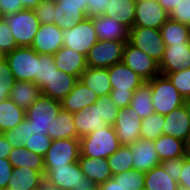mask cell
Returning <instances> with one entry per match:
<instances>
[{"label": "cell", "mask_w": 190, "mask_h": 190, "mask_svg": "<svg viewBox=\"0 0 190 190\" xmlns=\"http://www.w3.org/2000/svg\"><path fill=\"white\" fill-rule=\"evenodd\" d=\"M108 72L112 86L111 100L118 108L130 106L134 91L146 81L126 66L123 61L109 67Z\"/></svg>", "instance_id": "obj_1"}, {"label": "cell", "mask_w": 190, "mask_h": 190, "mask_svg": "<svg viewBox=\"0 0 190 190\" xmlns=\"http://www.w3.org/2000/svg\"><path fill=\"white\" fill-rule=\"evenodd\" d=\"M120 146L115 129L108 125L80 138V156L107 159Z\"/></svg>", "instance_id": "obj_2"}, {"label": "cell", "mask_w": 190, "mask_h": 190, "mask_svg": "<svg viewBox=\"0 0 190 190\" xmlns=\"http://www.w3.org/2000/svg\"><path fill=\"white\" fill-rule=\"evenodd\" d=\"M147 82L150 84L155 113L167 115L172 110L184 105L185 98L173 86L167 76L159 74Z\"/></svg>", "instance_id": "obj_3"}, {"label": "cell", "mask_w": 190, "mask_h": 190, "mask_svg": "<svg viewBox=\"0 0 190 190\" xmlns=\"http://www.w3.org/2000/svg\"><path fill=\"white\" fill-rule=\"evenodd\" d=\"M44 177L47 183L60 190H90L96 186L85 177L78 162L56 169H47Z\"/></svg>", "instance_id": "obj_4"}, {"label": "cell", "mask_w": 190, "mask_h": 190, "mask_svg": "<svg viewBox=\"0 0 190 190\" xmlns=\"http://www.w3.org/2000/svg\"><path fill=\"white\" fill-rule=\"evenodd\" d=\"M4 57L16 81L34 82L37 85L38 53L34 49L17 47Z\"/></svg>", "instance_id": "obj_5"}, {"label": "cell", "mask_w": 190, "mask_h": 190, "mask_svg": "<svg viewBox=\"0 0 190 190\" xmlns=\"http://www.w3.org/2000/svg\"><path fill=\"white\" fill-rule=\"evenodd\" d=\"M61 109V101L41 94L25 111V117L31 120L32 133L47 135L49 124L55 119Z\"/></svg>", "instance_id": "obj_6"}, {"label": "cell", "mask_w": 190, "mask_h": 190, "mask_svg": "<svg viewBox=\"0 0 190 190\" xmlns=\"http://www.w3.org/2000/svg\"><path fill=\"white\" fill-rule=\"evenodd\" d=\"M3 18L9 25L17 46L31 47L33 39L40 27V22L34 10L24 9Z\"/></svg>", "instance_id": "obj_7"}, {"label": "cell", "mask_w": 190, "mask_h": 190, "mask_svg": "<svg viewBox=\"0 0 190 190\" xmlns=\"http://www.w3.org/2000/svg\"><path fill=\"white\" fill-rule=\"evenodd\" d=\"M128 42L134 47L145 52L156 62L160 63L162 60L166 45L162 40L160 30L133 26L130 29Z\"/></svg>", "instance_id": "obj_8"}, {"label": "cell", "mask_w": 190, "mask_h": 190, "mask_svg": "<svg viewBox=\"0 0 190 190\" xmlns=\"http://www.w3.org/2000/svg\"><path fill=\"white\" fill-rule=\"evenodd\" d=\"M80 156V139L52 140L51 146L44 155V167L56 169L78 162Z\"/></svg>", "instance_id": "obj_9"}, {"label": "cell", "mask_w": 190, "mask_h": 190, "mask_svg": "<svg viewBox=\"0 0 190 190\" xmlns=\"http://www.w3.org/2000/svg\"><path fill=\"white\" fill-rule=\"evenodd\" d=\"M62 38L63 46L74 49L85 56L98 41L91 17H86L71 29L63 30Z\"/></svg>", "instance_id": "obj_10"}, {"label": "cell", "mask_w": 190, "mask_h": 190, "mask_svg": "<svg viewBox=\"0 0 190 190\" xmlns=\"http://www.w3.org/2000/svg\"><path fill=\"white\" fill-rule=\"evenodd\" d=\"M123 41L98 40L86 56L87 67L109 68L123 60Z\"/></svg>", "instance_id": "obj_11"}, {"label": "cell", "mask_w": 190, "mask_h": 190, "mask_svg": "<svg viewBox=\"0 0 190 190\" xmlns=\"http://www.w3.org/2000/svg\"><path fill=\"white\" fill-rule=\"evenodd\" d=\"M122 61L145 81L161 74L159 63L129 42H126L124 46Z\"/></svg>", "instance_id": "obj_12"}, {"label": "cell", "mask_w": 190, "mask_h": 190, "mask_svg": "<svg viewBox=\"0 0 190 190\" xmlns=\"http://www.w3.org/2000/svg\"><path fill=\"white\" fill-rule=\"evenodd\" d=\"M142 119L133 110L132 107L120 108L113 128L116 131V136L120 141V145L131 146L140 136V127Z\"/></svg>", "instance_id": "obj_13"}, {"label": "cell", "mask_w": 190, "mask_h": 190, "mask_svg": "<svg viewBox=\"0 0 190 190\" xmlns=\"http://www.w3.org/2000/svg\"><path fill=\"white\" fill-rule=\"evenodd\" d=\"M169 19V13L157 0L136 2L133 26L158 29Z\"/></svg>", "instance_id": "obj_14"}, {"label": "cell", "mask_w": 190, "mask_h": 190, "mask_svg": "<svg viewBox=\"0 0 190 190\" xmlns=\"http://www.w3.org/2000/svg\"><path fill=\"white\" fill-rule=\"evenodd\" d=\"M190 68V42L166 46L159 70L162 75Z\"/></svg>", "instance_id": "obj_15"}, {"label": "cell", "mask_w": 190, "mask_h": 190, "mask_svg": "<svg viewBox=\"0 0 190 190\" xmlns=\"http://www.w3.org/2000/svg\"><path fill=\"white\" fill-rule=\"evenodd\" d=\"M63 30L57 25L40 24V27L33 39L31 48L38 54L53 55L63 47Z\"/></svg>", "instance_id": "obj_16"}, {"label": "cell", "mask_w": 190, "mask_h": 190, "mask_svg": "<svg viewBox=\"0 0 190 190\" xmlns=\"http://www.w3.org/2000/svg\"><path fill=\"white\" fill-rule=\"evenodd\" d=\"M133 169L148 172L160 165L161 160L155 149L154 141L140 138L131 145Z\"/></svg>", "instance_id": "obj_17"}, {"label": "cell", "mask_w": 190, "mask_h": 190, "mask_svg": "<svg viewBox=\"0 0 190 190\" xmlns=\"http://www.w3.org/2000/svg\"><path fill=\"white\" fill-rule=\"evenodd\" d=\"M93 22L98 40H109V41H129L130 28L126 25L115 21L114 18L99 15L91 17Z\"/></svg>", "instance_id": "obj_18"}, {"label": "cell", "mask_w": 190, "mask_h": 190, "mask_svg": "<svg viewBox=\"0 0 190 190\" xmlns=\"http://www.w3.org/2000/svg\"><path fill=\"white\" fill-rule=\"evenodd\" d=\"M99 96L82 81L78 80L72 91L61 101V108L72 114L90 107Z\"/></svg>", "instance_id": "obj_19"}, {"label": "cell", "mask_w": 190, "mask_h": 190, "mask_svg": "<svg viewBox=\"0 0 190 190\" xmlns=\"http://www.w3.org/2000/svg\"><path fill=\"white\" fill-rule=\"evenodd\" d=\"M162 134L188 142L190 139V123L184 105L164 115Z\"/></svg>", "instance_id": "obj_20"}, {"label": "cell", "mask_w": 190, "mask_h": 190, "mask_svg": "<svg viewBox=\"0 0 190 190\" xmlns=\"http://www.w3.org/2000/svg\"><path fill=\"white\" fill-rule=\"evenodd\" d=\"M53 59L60 71L73 75L78 79L87 68L86 56L65 46L53 54Z\"/></svg>", "instance_id": "obj_21"}, {"label": "cell", "mask_w": 190, "mask_h": 190, "mask_svg": "<svg viewBox=\"0 0 190 190\" xmlns=\"http://www.w3.org/2000/svg\"><path fill=\"white\" fill-rule=\"evenodd\" d=\"M78 80L77 77L57 69L41 89V94L62 101L72 91Z\"/></svg>", "instance_id": "obj_22"}, {"label": "cell", "mask_w": 190, "mask_h": 190, "mask_svg": "<svg viewBox=\"0 0 190 190\" xmlns=\"http://www.w3.org/2000/svg\"><path fill=\"white\" fill-rule=\"evenodd\" d=\"M98 113V104L94 103L90 107L73 114L77 136L80 139L91 132L108 126Z\"/></svg>", "instance_id": "obj_23"}, {"label": "cell", "mask_w": 190, "mask_h": 190, "mask_svg": "<svg viewBox=\"0 0 190 190\" xmlns=\"http://www.w3.org/2000/svg\"><path fill=\"white\" fill-rule=\"evenodd\" d=\"M78 163L85 177L90 179L95 185L104 183L113 177L105 158L79 156Z\"/></svg>", "instance_id": "obj_24"}, {"label": "cell", "mask_w": 190, "mask_h": 190, "mask_svg": "<svg viewBox=\"0 0 190 190\" xmlns=\"http://www.w3.org/2000/svg\"><path fill=\"white\" fill-rule=\"evenodd\" d=\"M99 97L110 95L112 86L107 68L87 67L79 79Z\"/></svg>", "instance_id": "obj_25"}, {"label": "cell", "mask_w": 190, "mask_h": 190, "mask_svg": "<svg viewBox=\"0 0 190 190\" xmlns=\"http://www.w3.org/2000/svg\"><path fill=\"white\" fill-rule=\"evenodd\" d=\"M48 136L52 140L59 139H79L74 124L73 114L64 110H60L49 124Z\"/></svg>", "instance_id": "obj_26"}, {"label": "cell", "mask_w": 190, "mask_h": 190, "mask_svg": "<svg viewBox=\"0 0 190 190\" xmlns=\"http://www.w3.org/2000/svg\"><path fill=\"white\" fill-rule=\"evenodd\" d=\"M44 180L45 177L36 170L24 167L14 168L7 189L32 190L41 187Z\"/></svg>", "instance_id": "obj_27"}, {"label": "cell", "mask_w": 190, "mask_h": 190, "mask_svg": "<svg viewBox=\"0 0 190 190\" xmlns=\"http://www.w3.org/2000/svg\"><path fill=\"white\" fill-rule=\"evenodd\" d=\"M41 95V90L34 82L16 81L9 98L26 111Z\"/></svg>", "instance_id": "obj_28"}, {"label": "cell", "mask_w": 190, "mask_h": 190, "mask_svg": "<svg viewBox=\"0 0 190 190\" xmlns=\"http://www.w3.org/2000/svg\"><path fill=\"white\" fill-rule=\"evenodd\" d=\"M8 161L13 168H29L40 172L43 176L45 173L44 158L34 152L28 151L24 146L12 148L8 156Z\"/></svg>", "instance_id": "obj_29"}, {"label": "cell", "mask_w": 190, "mask_h": 190, "mask_svg": "<svg viewBox=\"0 0 190 190\" xmlns=\"http://www.w3.org/2000/svg\"><path fill=\"white\" fill-rule=\"evenodd\" d=\"M135 8L136 0H109L105 15L131 29L135 19Z\"/></svg>", "instance_id": "obj_30"}, {"label": "cell", "mask_w": 190, "mask_h": 190, "mask_svg": "<svg viewBox=\"0 0 190 190\" xmlns=\"http://www.w3.org/2000/svg\"><path fill=\"white\" fill-rule=\"evenodd\" d=\"M155 149L162 161L186 156V142L169 135H161L154 141Z\"/></svg>", "instance_id": "obj_31"}, {"label": "cell", "mask_w": 190, "mask_h": 190, "mask_svg": "<svg viewBox=\"0 0 190 190\" xmlns=\"http://www.w3.org/2000/svg\"><path fill=\"white\" fill-rule=\"evenodd\" d=\"M23 119L25 111L10 98L0 102V133L13 129Z\"/></svg>", "instance_id": "obj_32"}, {"label": "cell", "mask_w": 190, "mask_h": 190, "mask_svg": "<svg viewBox=\"0 0 190 190\" xmlns=\"http://www.w3.org/2000/svg\"><path fill=\"white\" fill-rule=\"evenodd\" d=\"M160 32L166 46L190 42V26L173 21L170 18L162 25Z\"/></svg>", "instance_id": "obj_33"}, {"label": "cell", "mask_w": 190, "mask_h": 190, "mask_svg": "<svg viewBox=\"0 0 190 190\" xmlns=\"http://www.w3.org/2000/svg\"><path fill=\"white\" fill-rule=\"evenodd\" d=\"M179 183L173 181L161 165L155 166L145 173L146 190H178Z\"/></svg>", "instance_id": "obj_34"}, {"label": "cell", "mask_w": 190, "mask_h": 190, "mask_svg": "<svg viewBox=\"0 0 190 190\" xmlns=\"http://www.w3.org/2000/svg\"><path fill=\"white\" fill-rule=\"evenodd\" d=\"M130 107L141 119L154 113L150 84L146 81L134 91Z\"/></svg>", "instance_id": "obj_35"}, {"label": "cell", "mask_w": 190, "mask_h": 190, "mask_svg": "<svg viewBox=\"0 0 190 190\" xmlns=\"http://www.w3.org/2000/svg\"><path fill=\"white\" fill-rule=\"evenodd\" d=\"M86 17L85 9L59 8V2H55L54 24L62 30L73 28Z\"/></svg>", "instance_id": "obj_36"}, {"label": "cell", "mask_w": 190, "mask_h": 190, "mask_svg": "<svg viewBox=\"0 0 190 190\" xmlns=\"http://www.w3.org/2000/svg\"><path fill=\"white\" fill-rule=\"evenodd\" d=\"M131 146L121 145L120 148L106 160L113 175L133 169Z\"/></svg>", "instance_id": "obj_37"}, {"label": "cell", "mask_w": 190, "mask_h": 190, "mask_svg": "<svg viewBox=\"0 0 190 190\" xmlns=\"http://www.w3.org/2000/svg\"><path fill=\"white\" fill-rule=\"evenodd\" d=\"M164 125V115L153 113L142 119L140 127V136L143 139L155 141L162 134Z\"/></svg>", "instance_id": "obj_38"}, {"label": "cell", "mask_w": 190, "mask_h": 190, "mask_svg": "<svg viewBox=\"0 0 190 190\" xmlns=\"http://www.w3.org/2000/svg\"><path fill=\"white\" fill-rule=\"evenodd\" d=\"M32 134L31 120L27 119L26 117L13 129L3 132L6 140L13 148L24 146Z\"/></svg>", "instance_id": "obj_39"}, {"label": "cell", "mask_w": 190, "mask_h": 190, "mask_svg": "<svg viewBox=\"0 0 190 190\" xmlns=\"http://www.w3.org/2000/svg\"><path fill=\"white\" fill-rule=\"evenodd\" d=\"M125 190H142L145 185V173L132 169L112 177Z\"/></svg>", "instance_id": "obj_40"}, {"label": "cell", "mask_w": 190, "mask_h": 190, "mask_svg": "<svg viewBox=\"0 0 190 190\" xmlns=\"http://www.w3.org/2000/svg\"><path fill=\"white\" fill-rule=\"evenodd\" d=\"M56 67L53 55L38 54V75L37 85L40 90L47 84V81L54 74Z\"/></svg>", "instance_id": "obj_41"}, {"label": "cell", "mask_w": 190, "mask_h": 190, "mask_svg": "<svg viewBox=\"0 0 190 190\" xmlns=\"http://www.w3.org/2000/svg\"><path fill=\"white\" fill-rule=\"evenodd\" d=\"M95 103L98 104V113L103 121L113 126L120 108L111 100L110 95L99 97Z\"/></svg>", "instance_id": "obj_42"}, {"label": "cell", "mask_w": 190, "mask_h": 190, "mask_svg": "<svg viewBox=\"0 0 190 190\" xmlns=\"http://www.w3.org/2000/svg\"><path fill=\"white\" fill-rule=\"evenodd\" d=\"M166 76L185 99L190 98V68L168 73Z\"/></svg>", "instance_id": "obj_43"}, {"label": "cell", "mask_w": 190, "mask_h": 190, "mask_svg": "<svg viewBox=\"0 0 190 190\" xmlns=\"http://www.w3.org/2000/svg\"><path fill=\"white\" fill-rule=\"evenodd\" d=\"M51 143L52 139L48 135L32 134L24 144V148L44 157Z\"/></svg>", "instance_id": "obj_44"}, {"label": "cell", "mask_w": 190, "mask_h": 190, "mask_svg": "<svg viewBox=\"0 0 190 190\" xmlns=\"http://www.w3.org/2000/svg\"><path fill=\"white\" fill-rule=\"evenodd\" d=\"M17 47L9 25L0 17V56H5Z\"/></svg>", "instance_id": "obj_45"}, {"label": "cell", "mask_w": 190, "mask_h": 190, "mask_svg": "<svg viewBox=\"0 0 190 190\" xmlns=\"http://www.w3.org/2000/svg\"><path fill=\"white\" fill-rule=\"evenodd\" d=\"M33 10L40 24L54 23L55 0H43Z\"/></svg>", "instance_id": "obj_46"}, {"label": "cell", "mask_w": 190, "mask_h": 190, "mask_svg": "<svg viewBox=\"0 0 190 190\" xmlns=\"http://www.w3.org/2000/svg\"><path fill=\"white\" fill-rule=\"evenodd\" d=\"M169 18L190 26V0H181L169 13Z\"/></svg>", "instance_id": "obj_47"}, {"label": "cell", "mask_w": 190, "mask_h": 190, "mask_svg": "<svg viewBox=\"0 0 190 190\" xmlns=\"http://www.w3.org/2000/svg\"><path fill=\"white\" fill-rule=\"evenodd\" d=\"M185 156H181L174 159H167L162 161L160 165L168 174V176L173 179V181L179 182L180 175L182 173V168L184 165Z\"/></svg>", "instance_id": "obj_48"}, {"label": "cell", "mask_w": 190, "mask_h": 190, "mask_svg": "<svg viewBox=\"0 0 190 190\" xmlns=\"http://www.w3.org/2000/svg\"><path fill=\"white\" fill-rule=\"evenodd\" d=\"M13 166L8 161V158H0V190L7 189L8 182L11 180Z\"/></svg>", "instance_id": "obj_49"}, {"label": "cell", "mask_w": 190, "mask_h": 190, "mask_svg": "<svg viewBox=\"0 0 190 190\" xmlns=\"http://www.w3.org/2000/svg\"><path fill=\"white\" fill-rule=\"evenodd\" d=\"M87 2V16L96 17L105 14L109 0H87Z\"/></svg>", "instance_id": "obj_50"}, {"label": "cell", "mask_w": 190, "mask_h": 190, "mask_svg": "<svg viewBox=\"0 0 190 190\" xmlns=\"http://www.w3.org/2000/svg\"><path fill=\"white\" fill-rule=\"evenodd\" d=\"M22 10L18 5V0H0V17L15 14Z\"/></svg>", "instance_id": "obj_51"}, {"label": "cell", "mask_w": 190, "mask_h": 190, "mask_svg": "<svg viewBox=\"0 0 190 190\" xmlns=\"http://www.w3.org/2000/svg\"><path fill=\"white\" fill-rule=\"evenodd\" d=\"M0 80H7L9 83H15V77L10 70L8 61L4 56H0Z\"/></svg>", "instance_id": "obj_52"}, {"label": "cell", "mask_w": 190, "mask_h": 190, "mask_svg": "<svg viewBox=\"0 0 190 190\" xmlns=\"http://www.w3.org/2000/svg\"><path fill=\"white\" fill-rule=\"evenodd\" d=\"M55 2H59V8L85 9L86 11L88 8L87 0H55Z\"/></svg>", "instance_id": "obj_53"}, {"label": "cell", "mask_w": 190, "mask_h": 190, "mask_svg": "<svg viewBox=\"0 0 190 190\" xmlns=\"http://www.w3.org/2000/svg\"><path fill=\"white\" fill-rule=\"evenodd\" d=\"M179 186L190 188V158L185 156L182 173L180 175Z\"/></svg>", "instance_id": "obj_54"}, {"label": "cell", "mask_w": 190, "mask_h": 190, "mask_svg": "<svg viewBox=\"0 0 190 190\" xmlns=\"http://www.w3.org/2000/svg\"><path fill=\"white\" fill-rule=\"evenodd\" d=\"M12 148L3 133H0V158H8Z\"/></svg>", "instance_id": "obj_55"}, {"label": "cell", "mask_w": 190, "mask_h": 190, "mask_svg": "<svg viewBox=\"0 0 190 190\" xmlns=\"http://www.w3.org/2000/svg\"><path fill=\"white\" fill-rule=\"evenodd\" d=\"M13 84L7 80H0V102L9 98Z\"/></svg>", "instance_id": "obj_56"}, {"label": "cell", "mask_w": 190, "mask_h": 190, "mask_svg": "<svg viewBox=\"0 0 190 190\" xmlns=\"http://www.w3.org/2000/svg\"><path fill=\"white\" fill-rule=\"evenodd\" d=\"M98 187L99 190H125V188L118 184L113 178L99 184Z\"/></svg>", "instance_id": "obj_57"}, {"label": "cell", "mask_w": 190, "mask_h": 190, "mask_svg": "<svg viewBox=\"0 0 190 190\" xmlns=\"http://www.w3.org/2000/svg\"><path fill=\"white\" fill-rule=\"evenodd\" d=\"M43 0H18V5L24 10H33L37 5H39Z\"/></svg>", "instance_id": "obj_58"}, {"label": "cell", "mask_w": 190, "mask_h": 190, "mask_svg": "<svg viewBox=\"0 0 190 190\" xmlns=\"http://www.w3.org/2000/svg\"><path fill=\"white\" fill-rule=\"evenodd\" d=\"M162 7L170 13L173 8L180 3L181 0H157Z\"/></svg>", "instance_id": "obj_59"}, {"label": "cell", "mask_w": 190, "mask_h": 190, "mask_svg": "<svg viewBox=\"0 0 190 190\" xmlns=\"http://www.w3.org/2000/svg\"><path fill=\"white\" fill-rule=\"evenodd\" d=\"M42 188H43V190H60V189H57L55 186L47 183L45 180L42 183Z\"/></svg>", "instance_id": "obj_60"}, {"label": "cell", "mask_w": 190, "mask_h": 190, "mask_svg": "<svg viewBox=\"0 0 190 190\" xmlns=\"http://www.w3.org/2000/svg\"><path fill=\"white\" fill-rule=\"evenodd\" d=\"M184 106L188 115L189 123H190V98L185 99Z\"/></svg>", "instance_id": "obj_61"}, {"label": "cell", "mask_w": 190, "mask_h": 190, "mask_svg": "<svg viewBox=\"0 0 190 190\" xmlns=\"http://www.w3.org/2000/svg\"><path fill=\"white\" fill-rule=\"evenodd\" d=\"M186 156L190 158V139L186 143Z\"/></svg>", "instance_id": "obj_62"}, {"label": "cell", "mask_w": 190, "mask_h": 190, "mask_svg": "<svg viewBox=\"0 0 190 190\" xmlns=\"http://www.w3.org/2000/svg\"><path fill=\"white\" fill-rule=\"evenodd\" d=\"M178 190H190V188L184 187V186H179Z\"/></svg>", "instance_id": "obj_63"}, {"label": "cell", "mask_w": 190, "mask_h": 190, "mask_svg": "<svg viewBox=\"0 0 190 190\" xmlns=\"http://www.w3.org/2000/svg\"><path fill=\"white\" fill-rule=\"evenodd\" d=\"M90 190H99V187H98V185H96L94 188H92Z\"/></svg>", "instance_id": "obj_64"}, {"label": "cell", "mask_w": 190, "mask_h": 190, "mask_svg": "<svg viewBox=\"0 0 190 190\" xmlns=\"http://www.w3.org/2000/svg\"><path fill=\"white\" fill-rule=\"evenodd\" d=\"M32 190H43V188L41 186V187H38V188H35V189H32Z\"/></svg>", "instance_id": "obj_65"}, {"label": "cell", "mask_w": 190, "mask_h": 190, "mask_svg": "<svg viewBox=\"0 0 190 190\" xmlns=\"http://www.w3.org/2000/svg\"><path fill=\"white\" fill-rule=\"evenodd\" d=\"M143 1H150V0H136V2H143Z\"/></svg>", "instance_id": "obj_66"}]
</instances>
